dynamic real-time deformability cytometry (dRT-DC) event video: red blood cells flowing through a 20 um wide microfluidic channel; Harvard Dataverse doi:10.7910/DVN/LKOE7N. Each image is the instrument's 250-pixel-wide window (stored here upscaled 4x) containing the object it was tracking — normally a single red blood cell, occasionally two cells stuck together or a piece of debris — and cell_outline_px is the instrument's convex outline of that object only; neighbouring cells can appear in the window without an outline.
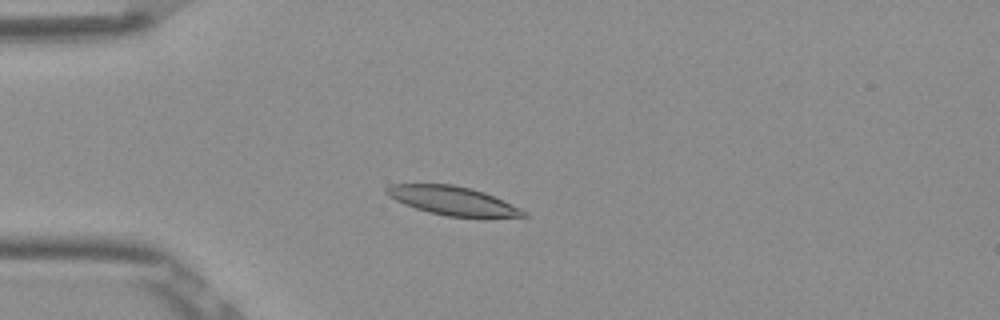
{"species": "Egyptian fruit bat (a non-hibernating species)", "species_latin": "Rousettus aegyptiacus", "temperature_condition": "room temperature", "stored_images_in_passage": 7, "camera_frame_rate_fps": 3000, "um_per_image_px": 0.085, "frame": {"image": 1, "passage_image": 4, "time_ms": 1.0, "image_size_px": [1000, 320], "cell_outline_px": [[528, 216], [484, 220], [448, 216], [428, 212], [404, 204], [388, 196], [384, 192], [384, 188], [392, 184], [452, 184], [472, 188], [484, 192], [504, 200], [528, 212]], "centroid_in_image_um": [38.58, 17.11], "position_along_channel_um": 46.4, "area_um2": 23.81}}
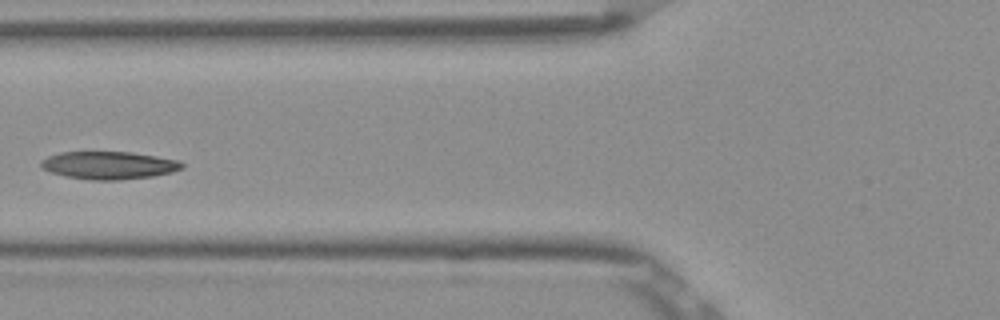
{"frame": {"image": 2, "passage_image": 6, "time_ms": 1.667, "image_size_px": [1000, 320], "cell_outline_px": [[184, 168], [172, 172], [152, 176], [120, 180], [92, 180], [68, 176], [52, 172], [44, 168], [40, 164], [40, 160], [48, 156], [60, 152], [132, 152], [180, 160], [184, 164]], "centroid_in_image_um": [9.3, 14.04], "position_along_channel_um": 116.5, "area_um2": 22.72}}
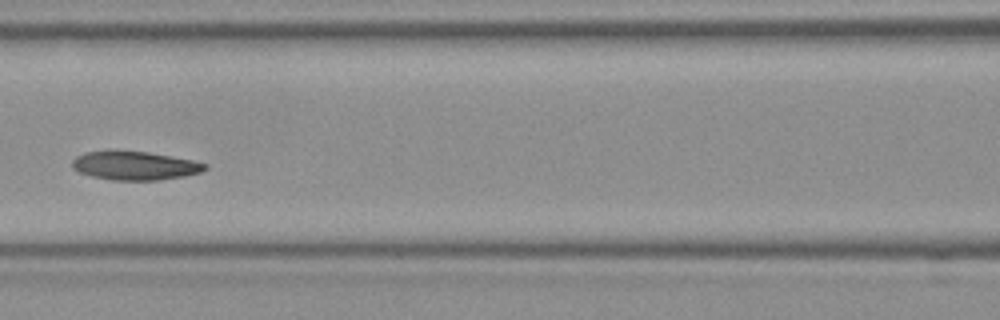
{"frame": {"image": 3, "passage_image": 7, "time_ms": 2.0, "image_size_px": [1000, 320], "cell_outline_px": [[208, 168], [200, 172], [184, 176], [160, 180], [112, 180], [92, 176], [80, 172], [72, 168], [72, 160], [76, 156], [84, 152], [112, 148], [148, 152], [192, 160], [208, 164]], "centroid_in_image_um": [11.41, 14.04], "position_along_channel_um": 155.2, "area_um2": 22.72}}